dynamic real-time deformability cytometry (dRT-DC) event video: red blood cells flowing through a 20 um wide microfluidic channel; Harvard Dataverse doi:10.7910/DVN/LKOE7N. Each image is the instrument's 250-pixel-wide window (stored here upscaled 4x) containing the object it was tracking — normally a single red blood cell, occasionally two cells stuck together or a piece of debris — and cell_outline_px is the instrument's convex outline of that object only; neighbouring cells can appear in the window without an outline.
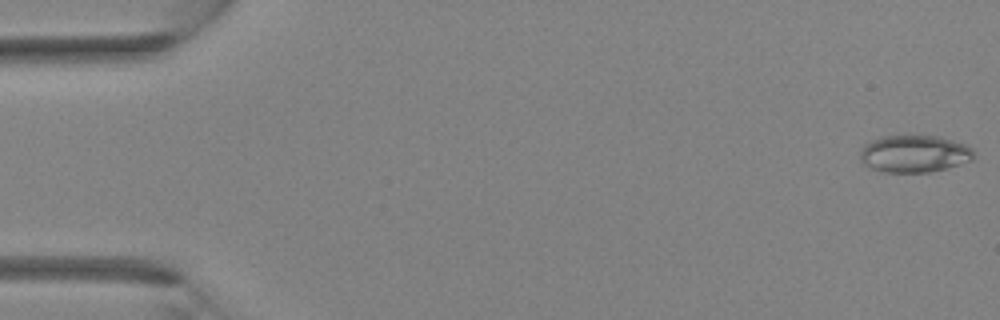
{"species": "Egyptian fruit bat (a non-hibernating species)", "species_latin": "Rousettus aegyptiacus", "temperature_condition": "room temperature", "stored_images_in_passage": 38, "camera_frame_rate_fps": 3000, "um_per_image_px": 0.085, "animal": {"sex": "female"}, "frame": {"image": 1, "passage_image": 1, "time_ms": 0.0, "image_size_px": [1000, 320], "cell_outline_px": [[976, 156], [972, 160], [948, 168], [932, 172], [884, 172], [872, 168], [864, 164], [860, 160], [860, 152], [864, 144], [880, 136], [940, 136], [964, 144], [972, 148]], "centroid_in_image_um": [77.73, 13.07], "position_along_channel_um": 7.3, "area_um2": 24.8}}
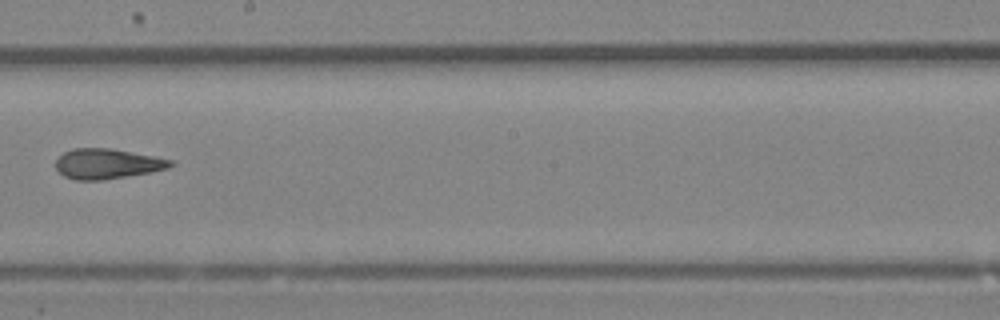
{"frame": {"image": 2, "passage_image": 22, "time_ms": 7.0, "image_size_px": [1000, 320], "cell_outline_px": [[176, 164], [168, 168], [152, 172], [104, 180], [76, 180], [64, 176], [56, 168], [56, 160], [64, 152], [72, 148], [108, 148], [152, 156], [172, 160]], "centroid_in_image_um": [9.11, 13.93], "position_along_channel_um": 239.1, "area_um2": 20.06}}
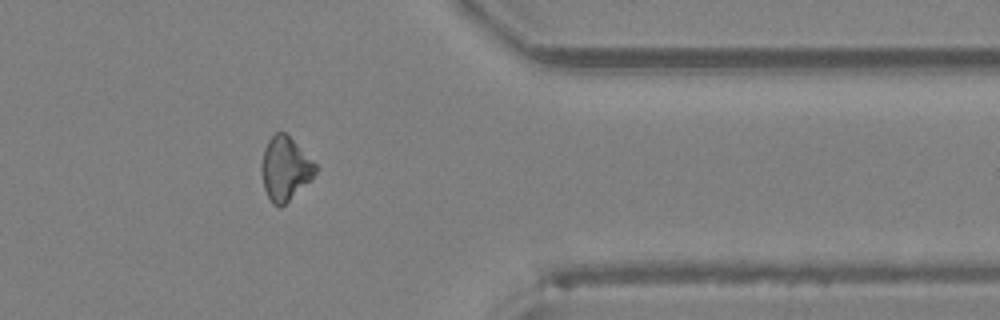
{"frame": {"image": 3, "passage_image": 31, "time_ms": 10.0, "image_size_px": [1000, 320], "cell_outline_px": [[316, 172], [280, 208], [272, 204], [264, 188], [260, 172], [260, 164], [264, 148], [268, 140], [276, 132], [284, 132], [316, 164]], "centroid_in_image_um": [24.17, 14.33], "position_along_channel_um": 387.2, "area_um2": 19.48}}